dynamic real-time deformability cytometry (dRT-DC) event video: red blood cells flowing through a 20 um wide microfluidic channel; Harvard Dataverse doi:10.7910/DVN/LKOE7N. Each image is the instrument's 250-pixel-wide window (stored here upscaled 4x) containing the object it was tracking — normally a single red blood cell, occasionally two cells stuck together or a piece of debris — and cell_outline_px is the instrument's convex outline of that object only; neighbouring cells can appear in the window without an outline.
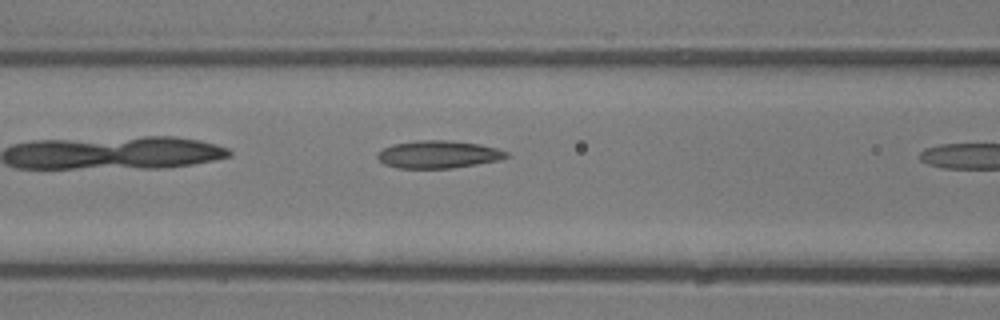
{"species": "common noctule bat (a hibernating species)", "species_latin": "Nyctalus noctula", "temperature_condition": "room temperature", "stored_images_in_passage": 6, "camera_frame_rate_fps": 3000, "um_per_image_px": 0.085, "animal": {"sex": "male", "body_mass_g": 13.3}, "frame": {"image": 1, "passage_image": 5, "time_ms": 1.333, "image_size_px": [1000, 320], "cell_outline_px": [[512, 156], [500, 160], [452, 168], [396, 168], [384, 164], [376, 156], [376, 152], [392, 144], [416, 140], [448, 140], [480, 144], [496, 148], [508, 152]], "centroid_in_image_um": [37.26, 13.12], "position_along_channel_um": 129.3, "area_um2": 20.92}}